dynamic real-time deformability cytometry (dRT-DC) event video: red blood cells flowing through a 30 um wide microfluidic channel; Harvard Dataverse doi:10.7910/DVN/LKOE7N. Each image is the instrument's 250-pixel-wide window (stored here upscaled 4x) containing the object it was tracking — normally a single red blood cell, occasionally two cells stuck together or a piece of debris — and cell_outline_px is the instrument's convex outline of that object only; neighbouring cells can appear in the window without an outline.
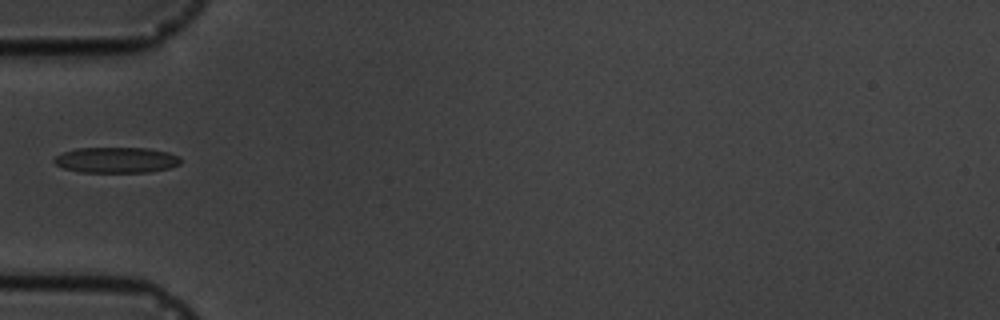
{"species": "common noctule bat (a hibernating species)", "species_latin": "Nyctalus noctula", "temperature_condition": "cold", "stored_images_in_passage": 4, "camera_frame_rate_fps": 3000, "um_per_image_px": 0.085, "animal": {"sex": "male", "body_mass_g": 19.5, "forearm_length_mm": 54.6}, "frame": {"image": 1, "passage_image": 1, "time_ms": 0.0, "image_size_px": [1000, 320], "cell_outline_px": [[180, 164], [168, 168], [148, 172], [80, 172], [64, 168], [56, 164], [52, 160], [56, 156], [64, 152], [76, 148], [148, 148], [168, 152], [180, 156]], "centroid_in_image_um": [9.89, 13.6], "position_along_channel_um": 75.1, "area_um2": 18.9}}
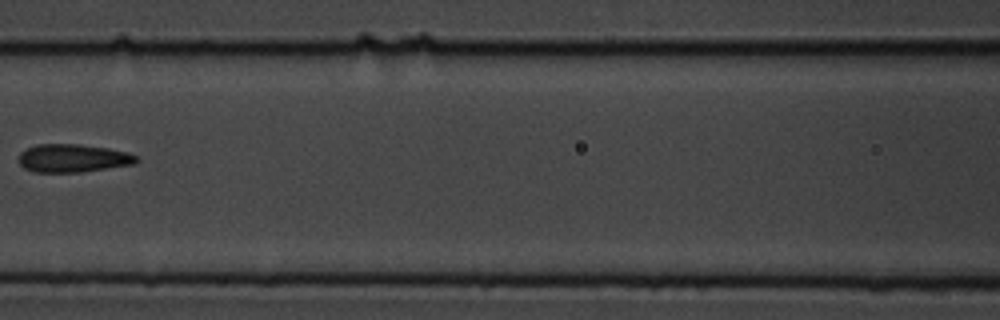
{"frame": {"image": 2, "passage_image": 3, "time_ms": 2.333, "image_size_px": [1000, 320], "cell_outline_px": [[140, 160], [132, 164], [80, 172], [32, 172], [24, 168], [20, 164], [20, 152], [36, 144], [80, 144], [108, 148], [128, 152], [136, 156]], "centroid_in_image_um": [6.19, 13.44], "position_along_channel_um": 160.4, "area_um2": 19.19}}
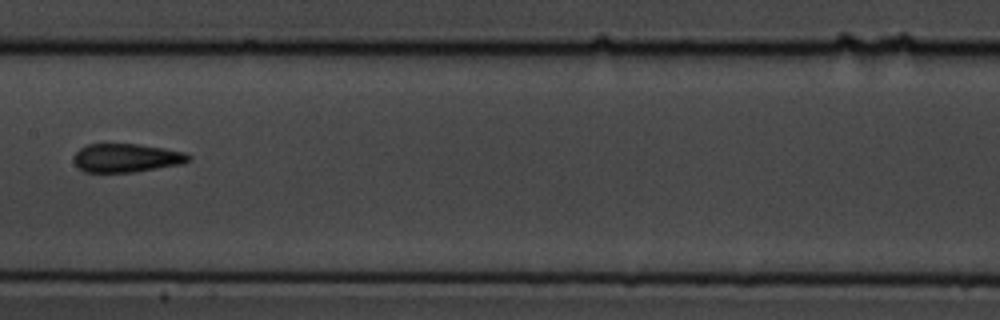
{"frame": {"image": 3, "passage_image": 4, "time_ms": 3.333, "image_size_px": [1000, 320], "cell_outline_px": [[192, 160], [180, 164], [132, 172], [84, 172], [72, 160], [72, 156], [80, 148], [88, 144], [136, 144], [164, 148], [184, 152], [192, 156]], "centroid_in_image_um": [10.73, 13.42], "position_along_channel_um": 196.7, "area_um2": 19.07}}